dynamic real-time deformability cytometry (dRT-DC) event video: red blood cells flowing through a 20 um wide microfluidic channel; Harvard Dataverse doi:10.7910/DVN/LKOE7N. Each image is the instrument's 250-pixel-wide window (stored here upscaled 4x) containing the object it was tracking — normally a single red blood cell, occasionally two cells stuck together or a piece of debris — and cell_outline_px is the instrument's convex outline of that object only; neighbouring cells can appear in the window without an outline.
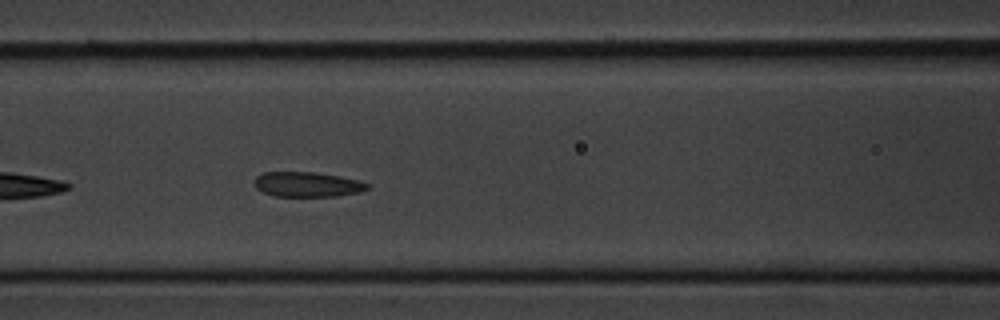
{"species": "common noctule bat (a hibernating species)", "species_latin": "Nyctalus noctula", "temperature_condition": "cold", "stored_images_in_passage": 34, "camera_frame_rate_fps": 3000, "um_per_image_px": 0.085, "animal": {"sex": "male", "body_mass_g": 20.1, "forearm_length_mm": 53.5}, "frame": {"image": 1, "passage_image": 9, "time_ms": 2.667, "image_size_px": [1000, 320], "cell_outline_px": [[372, 188], [360, 192], [336, 196], [276, 196], [264, 192], [256, 188], [256, 176], [264, 172], [312, 172], [340, 176], [360, 180], [372, 184]], "centroid_in_image_um": [26.22, 15.67], "position_along_channel_um": 140.4, "area_um2": 16.47}}
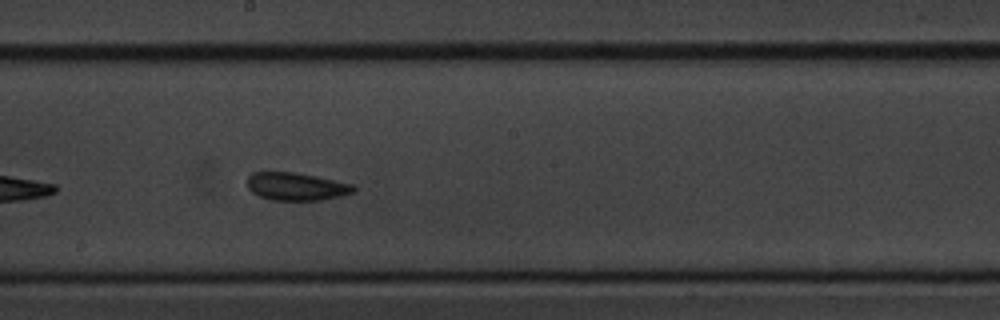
{"frame": {"image": 2, "passage_image": 16, "time_ms": 5.0, "image_size_px": [1000, 320], "cell_outline_px": [[356, 188], [352, 192], [340, 196], [320, 200], [272, 200], [260, 196], [252, 192], [248, 188], [248, 176], [252, 172], [296, 172], [316, 176], [352, 184]], "centroid_in_image_um": [25.16, 15.84], "position_along_channel_um": 223.0, "area_um2": 17.11}}
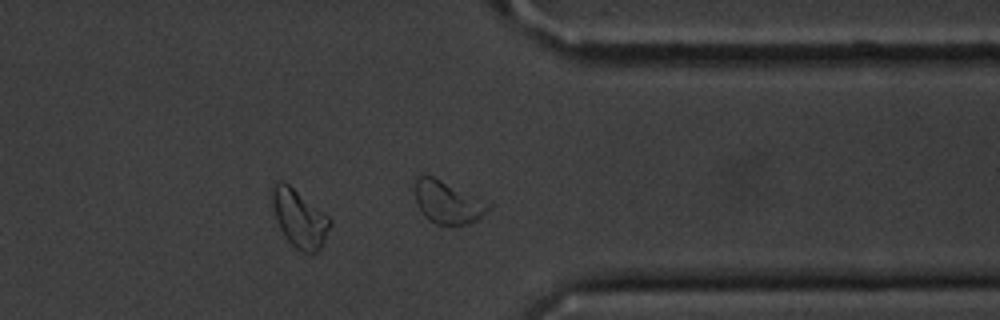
{"frame": {"image": 3, "passage_image": 29, "time_ms": 9.333, "image_size_px": [1000, 320], "cell_outline_px": [[332, 224], [320, 248], [316, 252], [304, 252], [296, 248], [284, 236], [280, 228], [272, 204], [272, 188], [276, 180], [280, 180], [288, 184], [328, 216], [332, 220]], "centroid_in_image_um": [25.45, 18.56], "position_along_channel_um": 385.9, "area_um2": 19.02}, "authors_computed_cell_mechanics": {"area_um2": 17.0799, "velocity_mm_per_s": 3.5458, "shape_relaxation_time_tau1_ms": 5.5156, "shape_relaxation_time_tau2_ms": 4.2954, "deformation_change_tau1": 0.0864, "deformation_change_tau2": 0.0747}}